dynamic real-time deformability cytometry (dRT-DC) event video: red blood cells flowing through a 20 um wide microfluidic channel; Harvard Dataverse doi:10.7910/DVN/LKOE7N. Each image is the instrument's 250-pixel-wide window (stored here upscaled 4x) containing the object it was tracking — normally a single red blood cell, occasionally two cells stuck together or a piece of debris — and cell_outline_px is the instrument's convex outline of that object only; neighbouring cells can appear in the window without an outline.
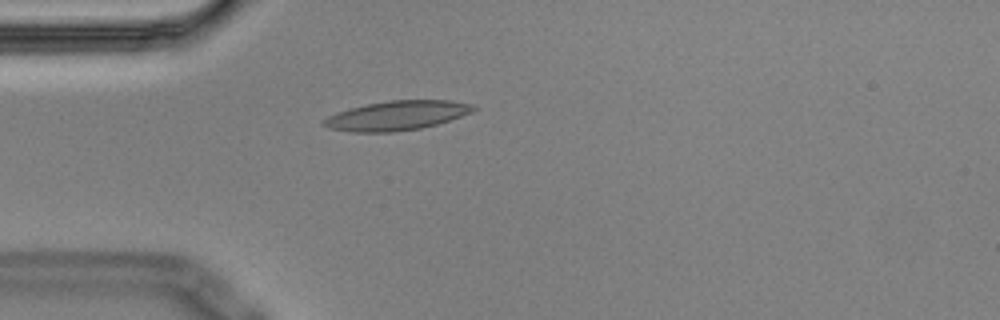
{"species": "Egyptian fruit bat (a non-hibernating species)", "species_latin": "Rousettus aegyptiacus", "temperature_condition": "cold", "stored_images_in_passage": 3, "camera_frame_rate_fps": 3000, "um_per_image_px": 0.085, "animal": {"sex": "male"}, "frame": {"image": 1, "passage_image": 3, "time_ms": 0.667, "image_size_px": [1000, 320], "cell_outline_px": [[480, 108], [472, 112], [436, 124], [420, 128], [392, 132], [352, 132], [328, 128], [320, 124], [328, 116], [336, 112], [348, 108], [368, 104], [392, 100], [452, 100], [472, 104]], "centroid_in_image_um": [33.72, 9.82], "position_along_channel_um": 51.3, "area_um2": 25.61}}